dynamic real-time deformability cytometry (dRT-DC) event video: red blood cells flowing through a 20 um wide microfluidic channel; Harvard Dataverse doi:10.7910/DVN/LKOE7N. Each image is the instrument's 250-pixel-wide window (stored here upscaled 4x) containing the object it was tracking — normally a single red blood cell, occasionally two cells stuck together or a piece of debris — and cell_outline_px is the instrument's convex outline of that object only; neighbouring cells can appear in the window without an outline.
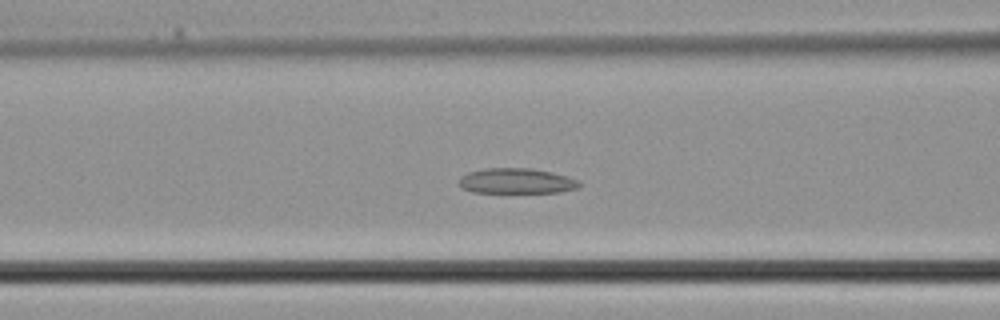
{"species": "common noctule bat (a hibernating species)", "species_latin": "Nyctalus noctula", "temperature_condition": "cold", "stored_images_in_passage": 37, "camera_frame_rate_fps": 3000, "um_per_image_px": 0.085, "animal": {"sex": "male", "body_mass_g": 21.5, "forearm_length_mm": 52.0}, "frame": {"image": 1, "passage_image": 14, "time_ms": 4.333, "image_size_px": [1000, 320], "cell_outline_px": [[580, 188], [560, 192], [472, 192], [460, 188], [460, 176], [468, 172], [484, 168], [532, 168], [552, 172], [580, 180]], "centroid_in_image_um": [43.91, 15.38], "position_along_channel_um": 122.7, "area_um2": 17.86}}
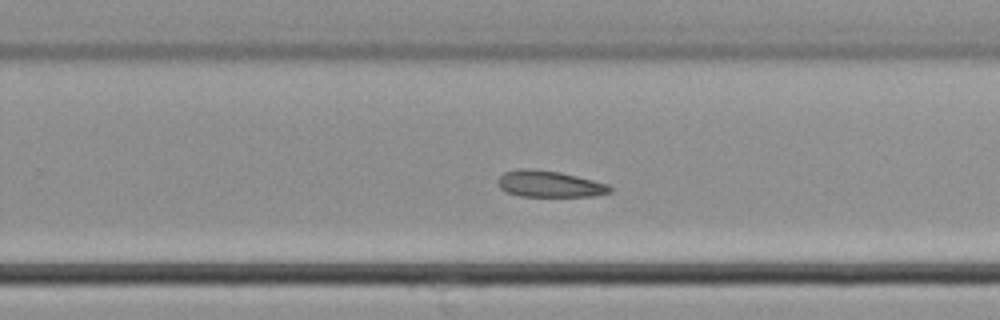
{"frame": {"image": 2, "passage_image": 23, "time_ms": 7.333, "image_size_px": [1000, 320], "cell_outline_px": [[612, 192], [592, 196], [520, 196], [504, 192], [500, 188], [496, 180], [504, 172], [516, 168], [532, 168], [560, 172], [608, 184], [612, 188]], "centroid_in_image_um": [46.64, 15.63], "position_along_channel_um": 283.2, "area_um2": 17.4}}
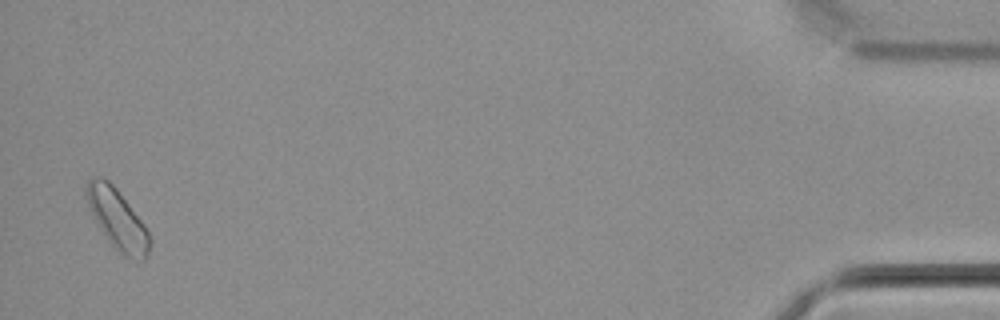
{"frame": {"image": 3, "passage_image": 36, "time_ms": 11.667, "image_size_px": [1000, 320], "cell_outline_px": [[152, 240], [148, 252], [144, 260], [140, 260], [124, 256], [108, 240], [100, 228], [88, 204], [84, 192], [88, 180], [92, 176], [104, 176], [116, 188], [144, 224]], "centroid_in_image_um": [9.97, 18.59], "position_along_channel_um": 425.2, "area_um2": 21.85}}